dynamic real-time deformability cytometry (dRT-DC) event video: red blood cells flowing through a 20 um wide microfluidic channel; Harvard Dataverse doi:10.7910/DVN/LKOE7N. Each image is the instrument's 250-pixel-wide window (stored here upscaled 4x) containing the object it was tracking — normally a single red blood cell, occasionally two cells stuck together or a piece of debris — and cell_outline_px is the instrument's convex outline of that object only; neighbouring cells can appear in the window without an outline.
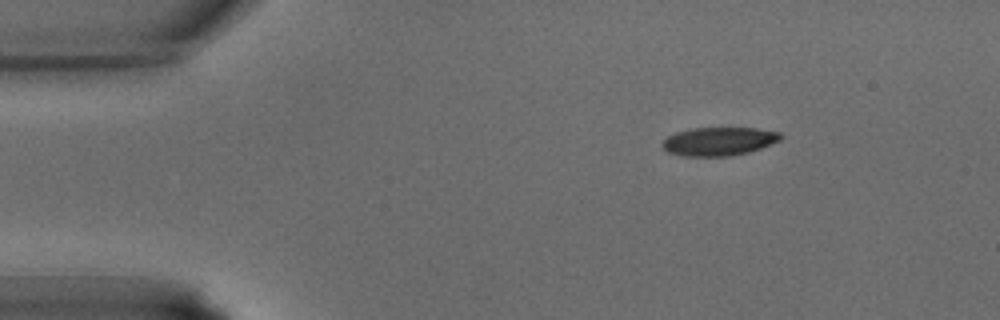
{"species": "common noctule bat (a hibernating species)", "species_latin": "Nyctalus noctula", "temperature_condition": "warm", "stored_images_in_passage": 32, "camera_frame_rate_fps": 3000, "um_per_image_px": 0.085, "animal": {"sex": "male", "body_mass_g": 15.6}, "frame": {"image": 1, "passage_image": 1, "time_ms": 0.0, "image_size_px": [1000, 320], "cell_outline_px": [[784, 136], [780, 140], [760, 148], [748, 152], [728, 156], [684, 156], [668, 152], [660, 144], [668, 136], [676, 132], [692, 128], [756, 128], [780, 132]], "centroid_in_image_um": [61.1, 12.01], "position_along_channel_um": 23.9, "area_um2": 19.54}}
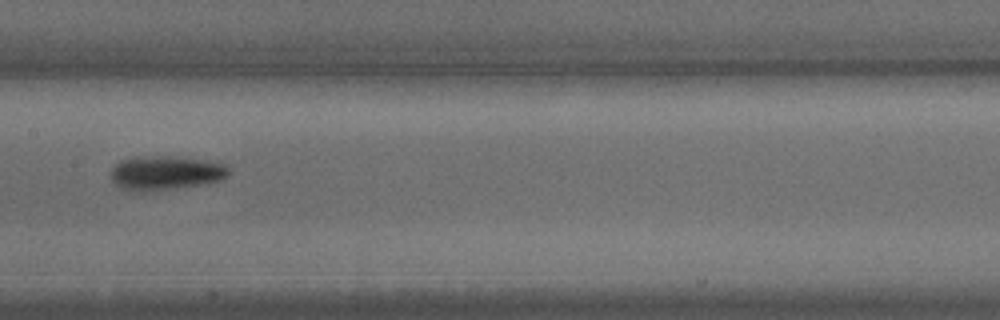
{"frame": {"image": 2, "passage_image": 14, "time_ms": 4.333, "image_size_px": [1000, 320], "cell_outline_px": [[228, 176], [220, 180], [208, 184], [168, 188], [124, 188], [116, 184], [112, 180], [112, 168], [120, 160], [136, 156], [176, 156], [204, 160], [228, 164]], "centroid_in_image_um": [14.16, 14.63], "position_along_channel_um": 193.2, "area_um2": 22.72}}
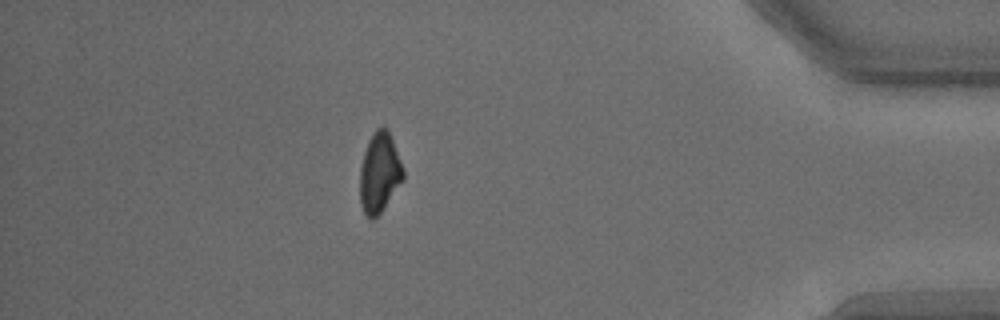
{"frame": {"image": 3, "passage_image": 28, "time_ms": 9.0, "image_size_px": [1000, 320], "cell_outline_px": [[404, 180], [380, 212], [372, 220], [368, 220], [360, 204], [360, 168], [364, 152], [368, 140], [376, 128], [384, 124], [388, 128], [404, 168]], "centroid_in_image_um": [32.26, 14.65], "position_along_channel_um": 402.9, "area_um2": 20.46}}